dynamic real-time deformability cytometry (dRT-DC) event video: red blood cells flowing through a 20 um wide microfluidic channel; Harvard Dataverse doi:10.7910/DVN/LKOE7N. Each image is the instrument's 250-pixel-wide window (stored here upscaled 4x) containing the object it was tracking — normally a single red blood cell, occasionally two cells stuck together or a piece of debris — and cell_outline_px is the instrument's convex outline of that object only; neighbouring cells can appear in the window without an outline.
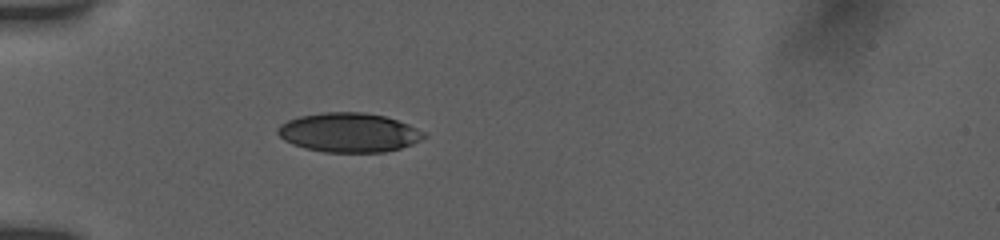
{"species": "human", "species_latin": "Homo sapiens", "temperature_condition": "room temperature", "stored_images_in_passage": 27, "camera_frame_rate_fps": 3000, "um_per_image_px": 0.085, "donor": {"sex": "female"}, "frame": {"image": 1, "passage_image": 1, "time_ms": 0.0, "image_size_px": [1000, 240], "cell_outline_px": [[428, 136], [412, 144], [400, 148], [384, 152], [324, 152], [304, 148], [292, 144], [284, 140], [276, 132], [276, 128], [280, 124], [288, 120], [300, 116], [320, 112], [364, 112], [384, 116], [408, 124], [424, 132]], "centroid_in_image_um": [29.63, 11.26], "position_along_channel_um": 55.4, "area_um2": 33.52}}
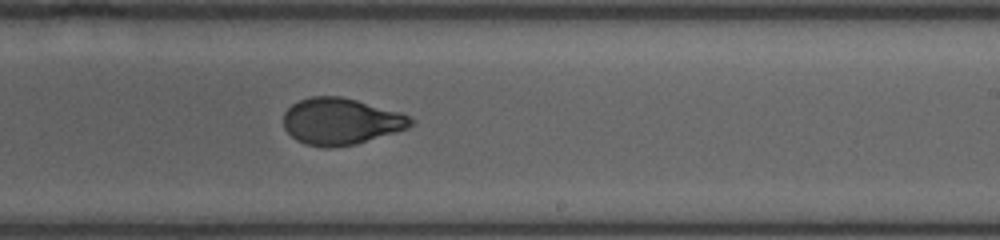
{"frame": {"image": 2, "passage_image": 15, "time_ms": 5.667, "image_size_px": [1000, 240], "cell_outline_px": [[416, 120], [408, 128], [396, 132], [356, 144], [332, 148], [324, 148], [304, 144], [296, 140], [284, 128], [284, 112], [292, 104], [300, 100], [312, 96], [340, 96], [356, 100], [400, 112]], "centroid_in_image_um": [28.97, 10.33], "position_along_channel_um": 260.0, "area_um2": 34.62}}
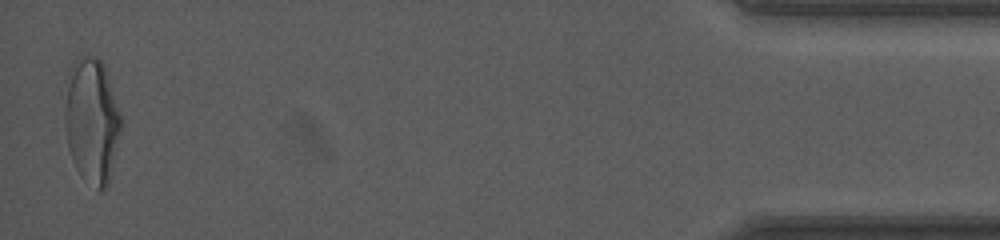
{"frame": {"image": 3, "passage_image": 27, "time_ms": 12.0, "image_size_px": [1000, 240], "cell_outline_px": [[124, 124], [108, 184], [104, 188], [96, 188], [80, 176], [72, 160], [68, 148], [64, 124], [64, 108], [68, 68], [80, 56], [92, 56], [100, 60], [104, 64], [124, 120]], "centroid_in_image_um": [7.82, 10.23], "position_along_channel_um": 427.4, "area_um2": 41.96}, "authors_computed_cell_mechanics": {"area_um2": 34.9112, "velocity_mm_per_s": 3.8762, "shape_relaxation_time_tau1_ms": 7.3292, "shape_relaxation_time_tau2_ms": 0.9329, "deformation_change_tau1": 0.2195, "deformation_change_tau2": 0.0562}}